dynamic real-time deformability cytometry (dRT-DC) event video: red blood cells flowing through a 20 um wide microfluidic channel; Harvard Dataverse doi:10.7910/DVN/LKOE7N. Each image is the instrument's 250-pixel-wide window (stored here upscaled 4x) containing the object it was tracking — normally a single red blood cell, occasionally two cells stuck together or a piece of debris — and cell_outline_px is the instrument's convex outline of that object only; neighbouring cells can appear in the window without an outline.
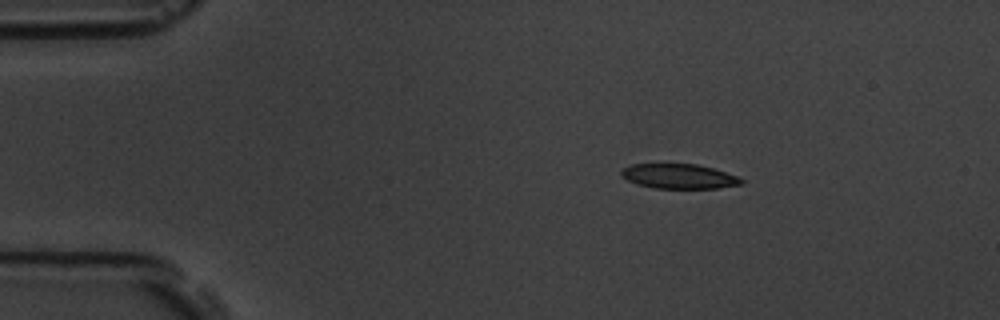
{"species": "common noctule bat (a hibernating species)", "species_latin": "Nyctalus noctula", "temperature_condition": "room temperature", "stored_images_in_passage": 4, "segment_of_instrument_passage": [1, 2], "camera_frame_rate_fps": 3000, "um_per_image_px": 0.085, "animal": {"sex": "male", "body_mass_g": 19.5, "forearm_length_mm": 54.6}, "frame": {"image": 1, "passage_image": 1, "time_ms": 0.0, "image_size_px": [1000, 320], "cell_outline_px": [[744, 184], [716, 188], [652, 188], [636, 184], [620, 176], [620, 172], [624, 168], [632, 164], [696, 164], [712, 168], [736, 176], [744, 180]], "centroid_in_image_um": [57.69, 14.99], "position_along_channel_um": 27.3, "area_um2": 17.22}}